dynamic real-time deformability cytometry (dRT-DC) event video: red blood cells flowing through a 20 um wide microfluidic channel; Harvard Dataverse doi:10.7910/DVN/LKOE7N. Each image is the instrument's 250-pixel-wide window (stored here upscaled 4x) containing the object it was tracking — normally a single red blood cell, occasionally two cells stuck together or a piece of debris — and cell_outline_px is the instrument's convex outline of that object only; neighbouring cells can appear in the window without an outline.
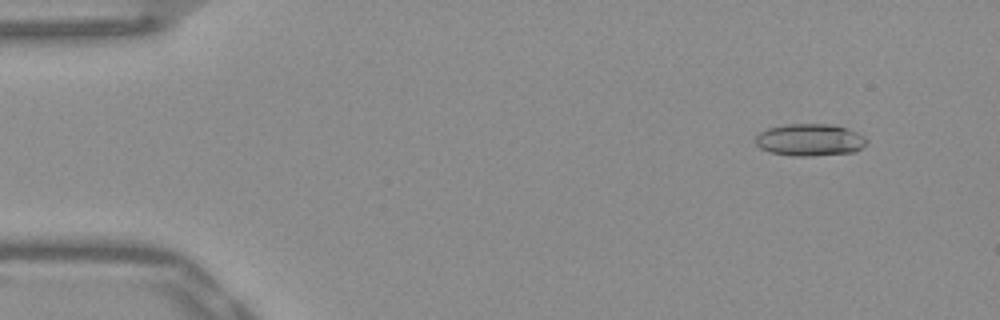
{"species": "Egyptian fruit bat (a non-hibernating species)", "species_latin": "Rousettus aegyptiacus", "temperature_condition": "warm", "stored_images_in_passage": 52, "camera_frame_rate_fps": 3000, "um_per_image_px": 0.085, "frame": {"image": 1, "passage_image": 5, "time_ms": 1.333, "image_size_px": [1000, 320], "cell_outline_px": [[868, 140], [856, 152], [812, 156], [792, 156], [768, 152], [760, 148], [756, 144], [756, 136], [760, 132], [768, 128], [788, 124], [836, 124], [848, 128], [864, 136]], "centroid_in_image_um": [68.84, 11.89], "position_along_channel_um": 16.2, "area_um2": 20.98}}
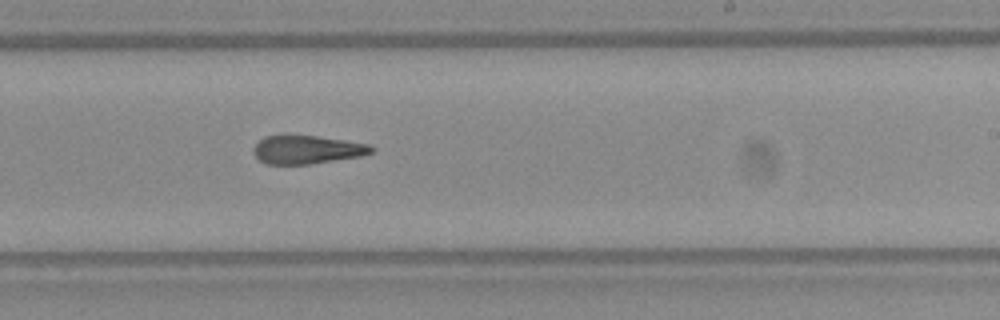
{"frame": {"image": 2, "passage_image": 32, "time_ms": 10.333, "image_size_px": [1000, 320], "cell_outline_px": [[376, 148], [372, 152], [364, 156], [308, 164], [268, 164], [260, 160], [252, 152], [252, 148], [264, 136], [316, 136], [372, 144]], "centroid_in_image_um": [26.15, 12.72], "position_along_channel_um": 262.9, "area_um2": 19.48}}
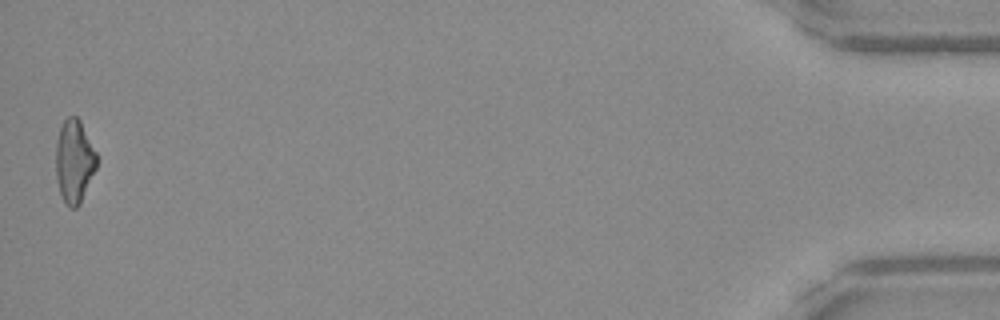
{"frame": {"image": 3, "passage_image": 52, "time_ms": 17.0, "image_size_px": [1000, 320], "cell_outline_px": [[96, 168], [80, 204], [76, 208], [68, 208], [64, 204], [56, 180], [56, 140], [60, 128], [64, 120], [68, 116], [76, 116], [80, 120], [96, 152]], "centroid_in_image_um": [6.29, 13.73], "position_along_channel_um": 428.9, "area_um2": 19.83}, "authors_computed_cell_mechanics": {"area_um2": 20.3456, "velocity_mm_per_s": 3.9073, "shape_relaxation_time_tau1_ms": null, "shape_relaxation_time_tau2_ms": 5.0874, "deformation_change_tau1": null, "deformation_change_tau2": 0.1804}}